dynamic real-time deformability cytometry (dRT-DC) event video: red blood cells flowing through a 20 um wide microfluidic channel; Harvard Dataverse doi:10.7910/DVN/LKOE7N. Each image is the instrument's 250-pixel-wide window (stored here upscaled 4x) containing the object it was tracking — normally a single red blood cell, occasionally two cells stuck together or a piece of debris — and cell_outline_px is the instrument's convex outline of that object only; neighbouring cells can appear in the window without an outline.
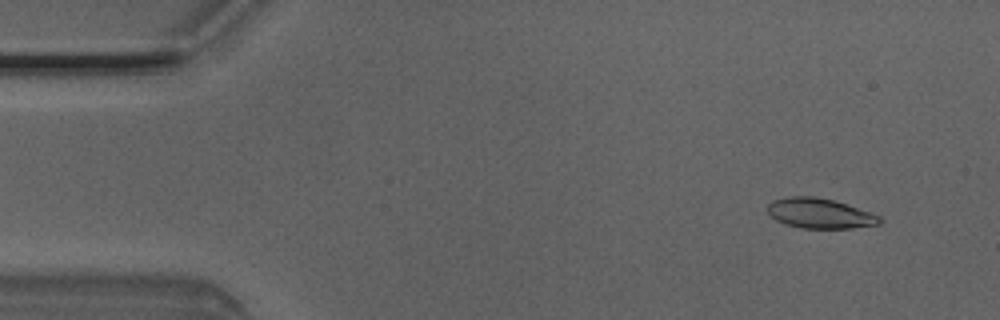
{"species": "Egyptian fruit bat (a non-hibernating species)", "species_latin": "Rousettus aegyptiacus", "temperature_condition": "room temperature", "stored_images_in_passage": 5, "camera_frame_rate_fps": 3000, "um_per_image_px": 0.085, "animal": {"sex": "male"}, "frame": {"image": 1, "passage_image": 2, "time_ms": 0.333, "image_size_px": [1000, 320], "cell_outline_px": [[880, 224], [852, 228], [800, 228], [784, 224], [776, 220], [768, 212], [768, 204], [772, 200], [788, 196], [812, 196], [832, 200], [880, 216]], "centroid_in_image_um": [69.62, 18.14], "position_along_channel_um": 15.4, "area_um2": 19.36}}